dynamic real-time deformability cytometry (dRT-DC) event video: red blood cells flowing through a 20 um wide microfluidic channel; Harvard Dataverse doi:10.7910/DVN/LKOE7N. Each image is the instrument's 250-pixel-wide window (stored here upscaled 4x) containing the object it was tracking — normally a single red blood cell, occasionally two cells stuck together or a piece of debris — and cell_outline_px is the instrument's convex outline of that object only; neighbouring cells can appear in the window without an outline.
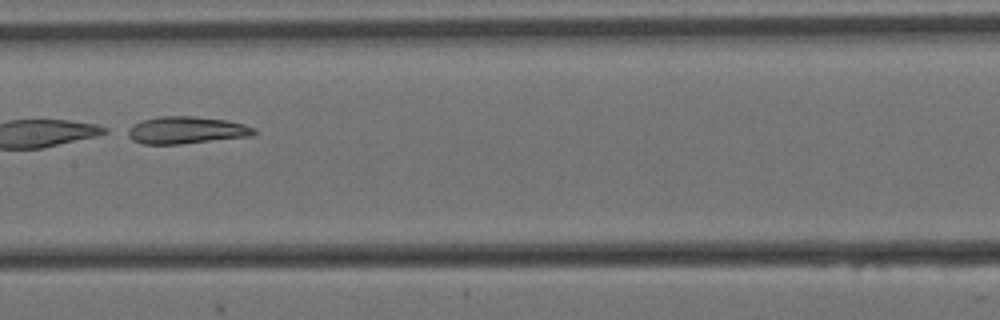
{"species": "Egyptian fruit bat (a non-hibernating species)", "species_latin": "Rousettus aegyptiacus", "temperature_condition": "cold", "stored_images_in_passage": 17, "camera_frame_rate_fps": 3000, "um_per_image_px": 0.085, "animal": {"sex": "female"}, "frame": {"image": 1, "passage_image": 15, "time_ms": 4.667, "image_size_px": [1000, 320], "cell_outline_px": [[256, 132], [252, 136], [180, 144], [144, 144], [132, 140], [120, 132], [124, 128], [132, 124], [144, 120], [160, 116], [192, 116], [224, 120], [244, 124], [256, 128]], "centroid_in_image_um": [15.73, 11.07], "position_along_channel_um": 191.7, "area_um2": 20.35}}